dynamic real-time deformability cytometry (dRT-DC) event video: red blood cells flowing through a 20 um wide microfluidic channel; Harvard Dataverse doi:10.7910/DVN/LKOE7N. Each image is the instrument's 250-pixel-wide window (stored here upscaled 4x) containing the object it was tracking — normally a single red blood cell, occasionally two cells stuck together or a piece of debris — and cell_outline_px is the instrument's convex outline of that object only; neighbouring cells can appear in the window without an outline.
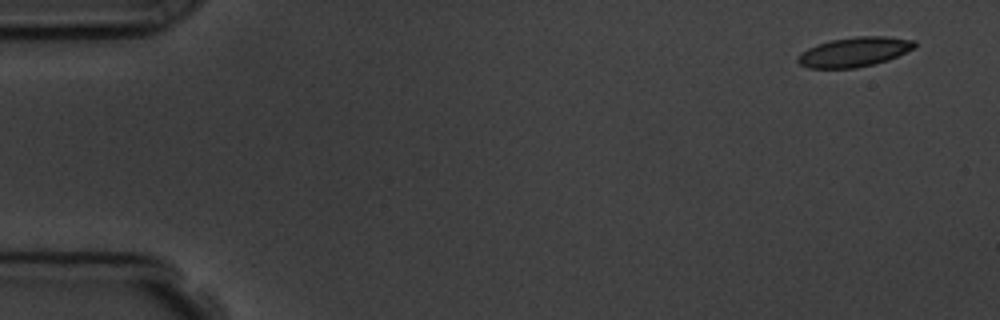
{"species": "common noctule bat (a hibernating species)", "species_latin": "Nyctalus noctula", "temperature_condition": "room temperature", "stored_images_in_passage": 5, "camera_frame_rate_fps": 3000, "um_per_image_px": 0.085, "animal": {"sex": "male", "body_mass_g": 19.5, "forearm_length_mm": 54.6}, "frame": {"image": 1, "passage_image": 1, "time_ms": 0.0, "image_size_px": [1000, 320], "cell_outline_px": [[916, 48], [888, 60], [856, 68], [808, 68], [800, 64], [796, 60], [796, 56], [800, 52], [816, 44], [832, 40], [856, 36], [884, 36], [916, 40]], "centroid_in_image_um": [72.61, 4.41], "position_along_channel_um": 12.4, "area_um2": 20.29}}
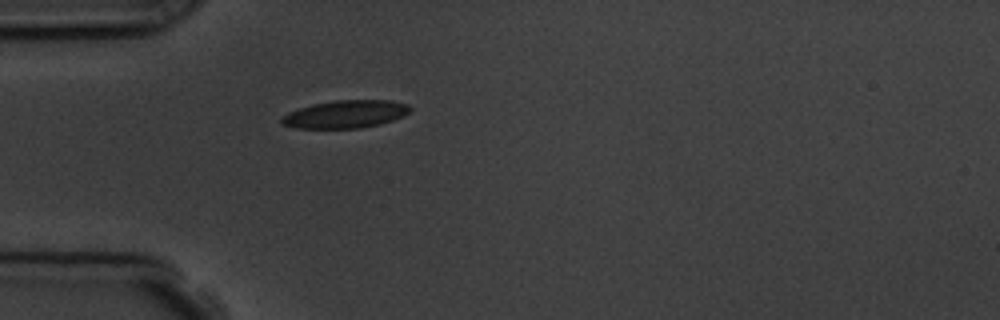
{"frame": {"image": 2, "passage_image": 5, "time_ms": 4.333, "image_size_px": [1000, 320], "cell_outline_px": [[412, 108], [408, 112], [392, 120], [380, 124], [360, 128], [296, 128], [280, 124], [280, 116], [288, 112], [312, 104], [336, 100], [392, 100], [408, 104]], "centroid_in_image_um": [29.32, 9.7], "position_along_channel_um": 55.7, "area_um2": 20.81}}